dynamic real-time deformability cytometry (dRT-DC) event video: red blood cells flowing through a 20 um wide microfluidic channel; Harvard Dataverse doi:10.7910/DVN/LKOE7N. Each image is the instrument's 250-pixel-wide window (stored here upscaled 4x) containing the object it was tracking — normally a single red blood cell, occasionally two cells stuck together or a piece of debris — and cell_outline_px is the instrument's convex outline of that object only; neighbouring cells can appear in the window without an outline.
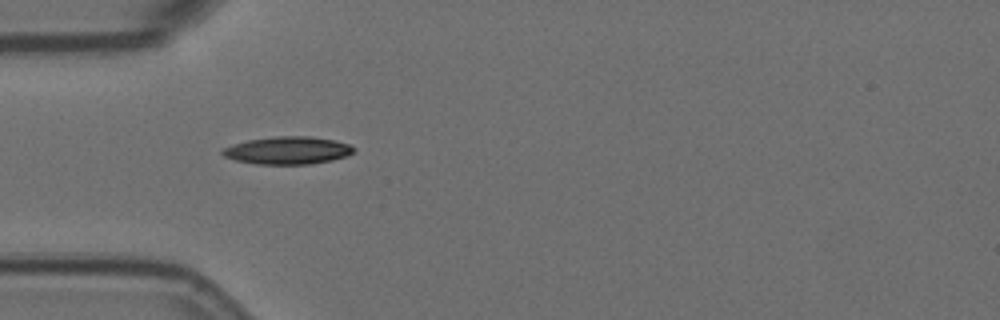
{"species": "Egyptian fruit bat (a non-hibernating species)", "species_latin": "Rousettus aegyptiacus", "temperature_condition": "room temperature", "stored_images_in_passage": 6, "camera_frame_rate_fps": 3000, "um_per_image_px": 0.085, "animal": {"sex": "female"}, "frame": {"image": 1, "passage_image": 5, "time_ms": 1.333, "image_size_px": [1000, 320], "cell_outline_px": [[356, 152], [348, 156], [332, 160], [312, 164], [256, 164], [236, 160], [224, 156], [220, 152], [220, 148], [248, 140], [276, 136], [312, 136], [332, 140], [348, 144], [356, 148]], "centroid_in_image_um": [24.47, 12.79], "position_along_channel_um": 60.5, "area_um2": 21.27}}
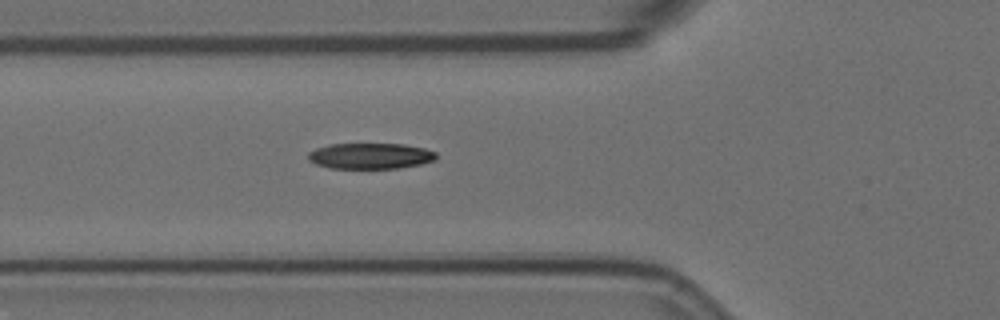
{"frame": {"image": 2, "passage_image": 6, "time_ms": 1.667, "image_size_px": [1000, 320], "cell_outline_px": [[436, 160], [420, 164], [396, 168], [332, 168], [316, 164], [308, 160], [308, 152], [316, 148], [332, 144], [404, 144], [424, 148], [436, 152]], "centroid_in_image_um": [31.48, 13.25], "position_along_channel_um": 94.3, "area_um2": 19.19}}